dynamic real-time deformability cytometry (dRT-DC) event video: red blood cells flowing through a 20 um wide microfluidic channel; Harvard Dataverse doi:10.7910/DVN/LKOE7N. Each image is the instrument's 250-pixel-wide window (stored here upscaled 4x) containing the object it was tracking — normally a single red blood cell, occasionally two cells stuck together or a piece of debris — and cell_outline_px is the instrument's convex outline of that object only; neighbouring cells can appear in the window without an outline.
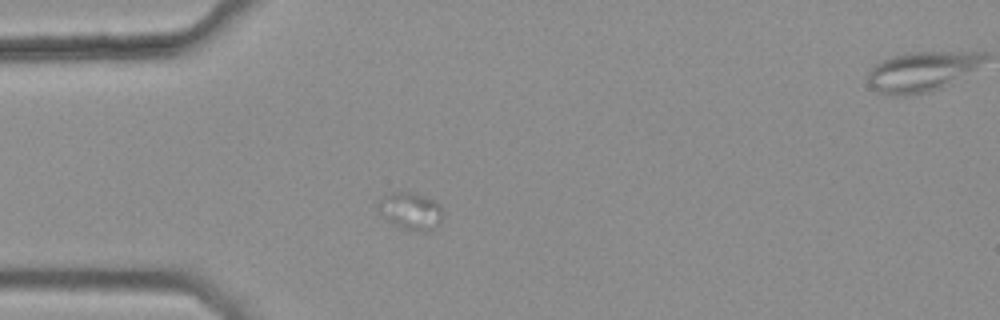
{"species": "common noctule bat (a hibernating species)", "species_latin": "Nyctalus noctula", "temperature_condition": "warm", "stored_images_in_passage": 3, "segment_of_instrument_passage": [1, 2], "camera_frame_rate_fps": 3000, "um_per_image_px": 0.085, "animal": {"sex": "female", "body_mass_g": 25.1}, "frame": {"image": 1, "passage_image": 2, "time_ms": 0.333, "image_size_px": [1000, 320], "cell_outline_px": [[444, 212], [440, 224], [436, 228], [420, 232], [408, 232], [396, 224], [392, 220], [380, 200], [388, 192], [412, 192], [432, 200], [440, 204]], "centroid_in_image_um": [35.09, 17.95], "position_along_channel_um": 49.9, "area_um2": 13.29}}